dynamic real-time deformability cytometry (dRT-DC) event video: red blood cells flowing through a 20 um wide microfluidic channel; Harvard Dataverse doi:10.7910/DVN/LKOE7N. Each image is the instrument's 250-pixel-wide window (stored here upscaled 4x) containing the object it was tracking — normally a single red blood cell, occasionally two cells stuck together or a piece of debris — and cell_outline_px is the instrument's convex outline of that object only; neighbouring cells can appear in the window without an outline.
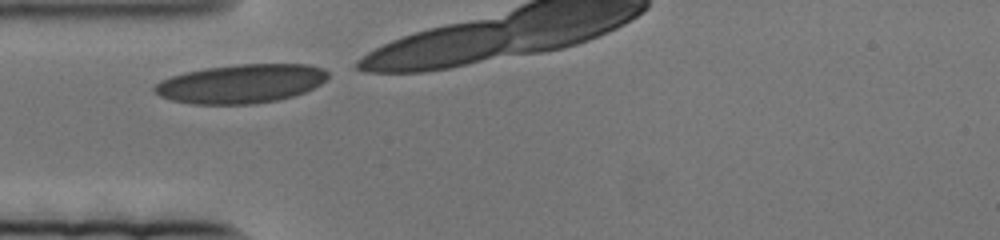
{"species": "human", "species_latin": "Homo sapiens", "temperature_condition": "cold", "stored_images_in_passage": 6, "camera_frame_rate_fps": 3000, "um_per_image_px": 0.085, "donor": {"sex": "female"}, "frame": {"image": 1, "passage_image": 1, "time_ms": 0.0, "image_size_px": [1000, 240], "cell_outline_px": [[328, 76], [320, 84], [304, 92], [292, 96], [276, 100], [252, 104], [192, 104], [172, 100], [160, 96], [152, 88], [160, 80], [172, 76], [204, 68], [240, 64], [308, 64], [324, 68], [328, 72]], "centroid_in_image_um": [20.49, 7.11], "position_along_channel_um": 64.5, "area_um2": 39.07}}